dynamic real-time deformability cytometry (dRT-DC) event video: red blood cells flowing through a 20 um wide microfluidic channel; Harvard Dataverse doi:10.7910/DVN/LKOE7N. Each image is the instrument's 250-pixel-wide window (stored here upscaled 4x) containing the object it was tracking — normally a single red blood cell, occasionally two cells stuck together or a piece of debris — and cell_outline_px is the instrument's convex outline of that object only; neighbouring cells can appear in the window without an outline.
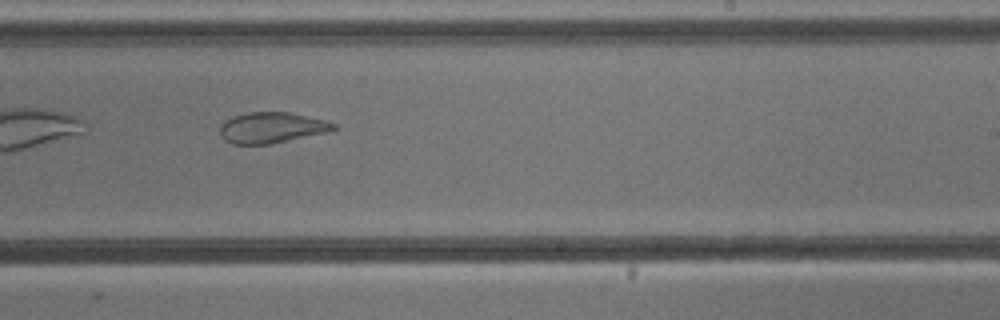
{"species": "common noctule bat (a hibernating species)", "species_latin": "Nyctalus noctula", "temperature_condition": "cold", "stored_images_in_passage": 35, "camera_frame_rate_fps": 3000, "um_per_image_px": 0.085, "animal": {"sex": "male", "body_mass_g": 13.3}, "frame": {"image": 1, "passage_image": 16, "time_ms": 5.0, "image_size_px": [1000, 320], "cell_outline_px": [[336, 128], [328, 132], [272, 144], [232, 144], [224, 140], [220, 136], [220, 124], [224, 120], [232, 116], [248, 112], [288, 112], [324, 120], [336, 124]], "centroid_in_image_um": [23.04, 10.86], "position_along_channel_um": 266.0, "area_um2": 20.52}}